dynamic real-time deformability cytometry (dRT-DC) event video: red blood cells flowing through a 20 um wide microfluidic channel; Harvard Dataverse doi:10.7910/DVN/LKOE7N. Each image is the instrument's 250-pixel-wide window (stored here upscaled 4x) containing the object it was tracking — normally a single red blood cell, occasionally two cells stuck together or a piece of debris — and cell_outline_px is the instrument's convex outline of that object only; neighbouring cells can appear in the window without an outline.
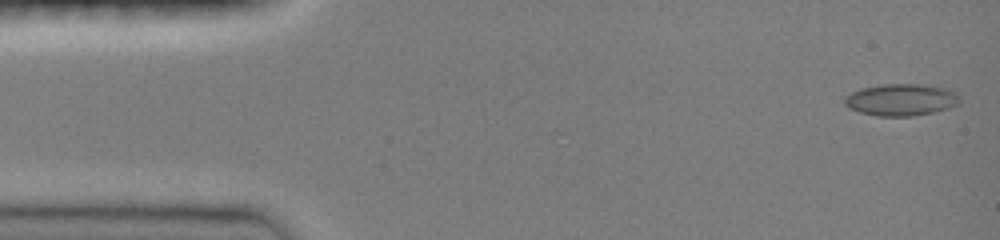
{"species": "common noctule bat (a hibernating species)", "species_latin": "Nyctalus noctula", "temperature_condition": "room temperature", "stored_images_in_passage": 4, "camera_frame_rate_fps": 3000, "um_per_image_px": 0.085, "animal": {"sex": "female", "body_mass_g": 19.0, "forearm_length_mm": 51.5}, "frame": {"image": 1, "passage_image": 1, "time_ms": 0.0, "image_size_px": [1000, 240], "cell_outline_px": [[960, 104], [948, 108], [932, 112], [912, 116], [876, 116], [860, 112], [848, 108], [844, 104], [844, 96], [860, 88], [884, 84], [920, 84], [948, 88], [956, 92], [960, 96]], "centroid_in_image_um": [76.6, 8.47], "position_along_channel_um": 8.4, "area_um2": 21.62}}